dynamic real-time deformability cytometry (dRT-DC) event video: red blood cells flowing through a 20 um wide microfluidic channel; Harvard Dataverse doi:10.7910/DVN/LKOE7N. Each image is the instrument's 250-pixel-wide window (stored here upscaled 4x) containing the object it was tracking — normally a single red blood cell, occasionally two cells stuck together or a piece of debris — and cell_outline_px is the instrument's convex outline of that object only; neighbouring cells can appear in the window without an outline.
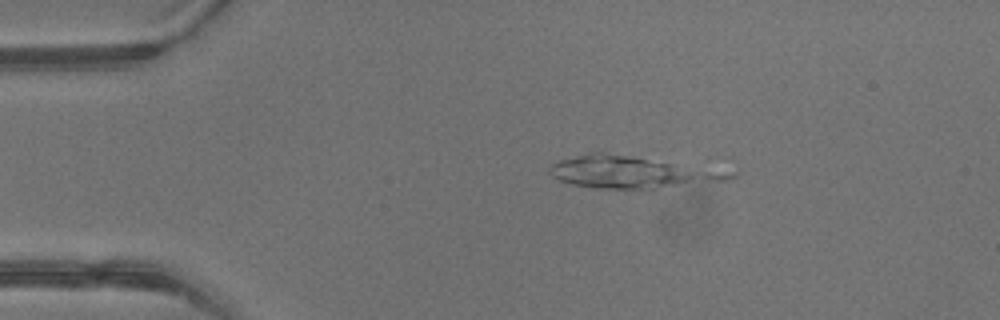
{"species": "common noctule bat (a hibernating species)", "species_latin": "Nyctalus noctula", "temperature_condition": "warm", "stored_images_in_passage": 3, "camera_frame_rate_fps": 3000, "um_per_image_px": 0.085, "animal": {"sex": "male", "body_mass_g": 13.3}, "frame": {"image": 1, "passage_image": 2, "time_ms": 0.333, "image_size_px": [1000, 320], "cell_outline_px": [[740, 172], [732, 180], [656, 188], [600, 188], [572, 184], [560, 180], [552, 176], [548, 172], [548, 168], [552, 164], [560, 160], [588, 152], [604, 152], [708, 160]], "centroid_in_image_um": [54.16, 14.53], "position_along_channel_um": 30.8, "area_um2": 37.11}}